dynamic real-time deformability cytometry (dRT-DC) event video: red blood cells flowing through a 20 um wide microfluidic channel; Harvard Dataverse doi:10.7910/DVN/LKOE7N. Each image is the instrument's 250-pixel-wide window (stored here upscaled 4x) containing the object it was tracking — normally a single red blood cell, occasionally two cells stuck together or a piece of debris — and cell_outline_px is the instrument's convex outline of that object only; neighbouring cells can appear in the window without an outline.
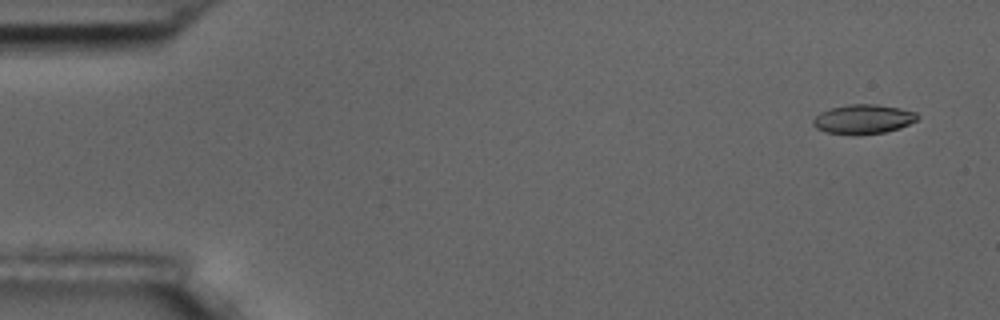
{"species": "common noctule bat (a hibernating species)", "species_latin": "Nyctalus noctula", "temperature_condition": "room temperature", "stored_images_in_passage": 6, "camera_frame_rate_fps": 3000, "um_per_image_px": 0.085, "animal": {"sex": "male", "body_mass_g": 17.5, "forearm_length_mm": 52.3}, "frame": {"image": 1, "passage_image": 1, "time_ms": 0.0, "image_size_px": [1000, 320], "cell_outline_px": [[920, 116], [916, 120], [900, 128], [884, 132], [856, 136], [852, 136], [824, 132], [816, 128], [812, 124], [812, 120], [820, 112], [828, 108], [848, 104], [876, 104], [900, 108], [916, 112]], "centroid_in_image_um": [73.33, 10.14], "position_along_channel_um": 11.7, "area_um2": 18.26}}
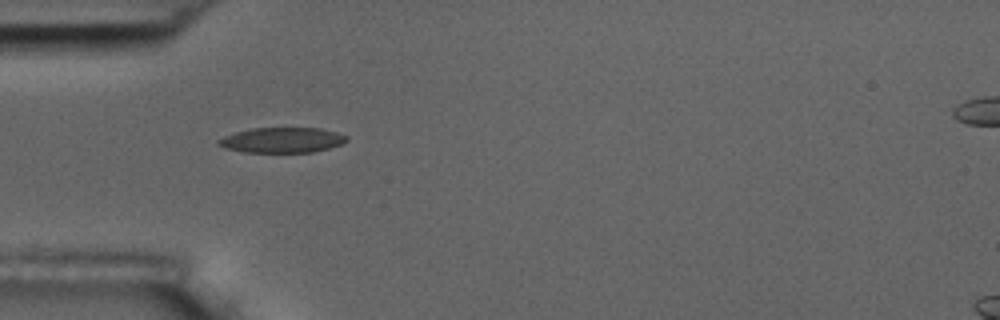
{"frame": {"image": 2, "passage_image": 5, "time_ms": 4.667, "image_size_px": [1000, 320], "cell_outline_px": [[348, 140], [340, 144], [328, 148], [312, 152], [244, 152], [224, 148], [216, 144], [216, 140], [224, 136], [236, 132], [252, 128], [320, 128], [336, 132], [348, 136]], "centroid_in_image_um": [23.94, 11.9], "position_along_channel_um": 61.1, "area_um2": 18.84}}